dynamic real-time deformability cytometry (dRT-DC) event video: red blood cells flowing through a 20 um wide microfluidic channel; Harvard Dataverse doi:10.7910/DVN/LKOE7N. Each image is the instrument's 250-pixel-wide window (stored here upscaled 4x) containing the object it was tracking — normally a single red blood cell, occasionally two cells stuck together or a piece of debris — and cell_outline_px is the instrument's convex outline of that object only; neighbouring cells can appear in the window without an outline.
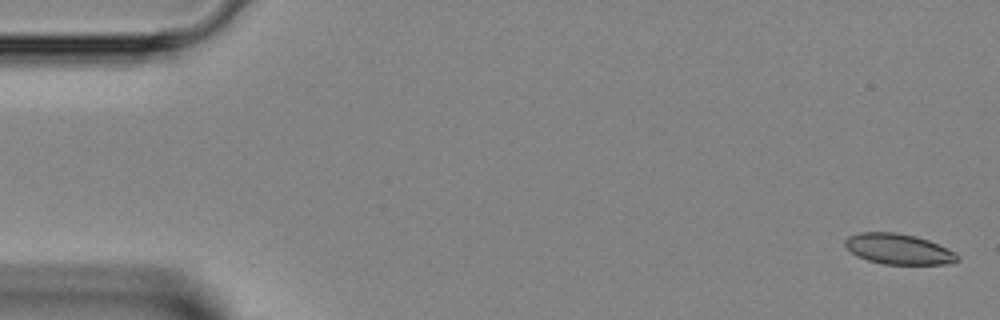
{"species": "Egyptian fruit bat (a non-hibernating species)", "species_latin": "Rousettus aegyptiacus", "temperature_condition": "room temperature", "stored_images_in_passage": 46, "segment_of_instrument_passage": [1, 2], "camera_frame_rate_fps": 3000, "um_per_image_px": 0.085, "animal": {"sex": "female"}, "frame": {"image": 1, "passage_image": 1, "time_ms": 0.0, "image_size_px": [1000, 320], "cell_outline_px": [[960, 260], [948, 264], [884, 264], [868, 260], [856, 256], [844, 244], [844, 240], [848, 236], [860, 232], [896, 232], [916, 236], [940, 244], [956, 252], [960, 256]], "centroid_in_image_um": [76.41, 21.16], "position_along_channel_um": 8.6, "area_um2": 20.17}}
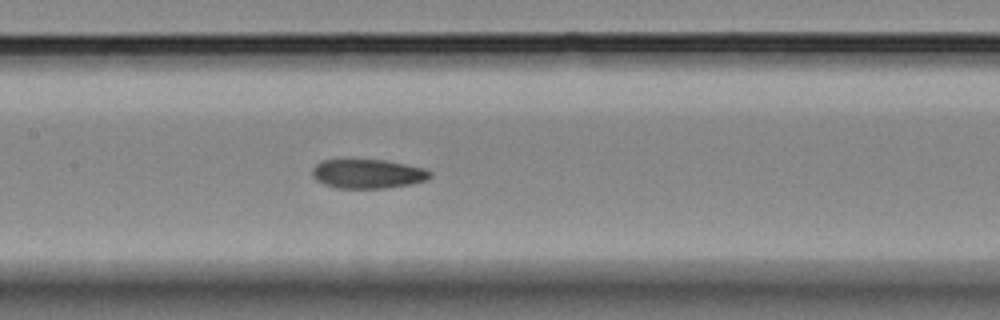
{"frame": {"image": 2, "passage_image": 21, "time_ms": 6.667, "image_size_px": [1000, 320], "cell_outline_px": [[432, 176], [424, 180], [412, 184], [384, 188], [336, 188], [324, 184], [316, 180], [312, 176], [312, 168], [320, 160], [384, 160], [424, 168], [432, 172]], "centroid_in_image_um": [31.24, 14.77], "position_along_channel_um": 176.2, "area_um2": 20.0}}
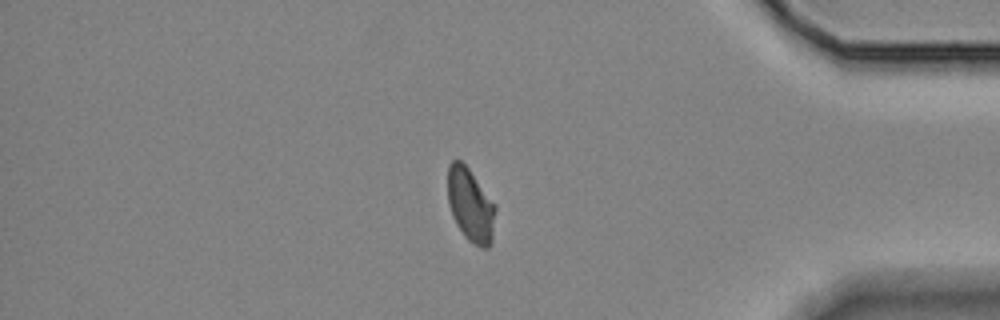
{"frame": {"image": 3, "passage_image": 38, "time_ms": 12.333, "image_size_px": [1000, 320], "cell_outline_px": [[496, 208], [492, 240], [488, 248], [480, 248], [468, 240], [464, 236], [456, 224], [452, 216], [448, 204], [448, 164], [452, 160], [460, 160], [468, 168], [496, 204]], "centroid_in_image_um": [39.99, 17.44], "position_along_channel_um": 395.2, "area_um2": 20.58}}